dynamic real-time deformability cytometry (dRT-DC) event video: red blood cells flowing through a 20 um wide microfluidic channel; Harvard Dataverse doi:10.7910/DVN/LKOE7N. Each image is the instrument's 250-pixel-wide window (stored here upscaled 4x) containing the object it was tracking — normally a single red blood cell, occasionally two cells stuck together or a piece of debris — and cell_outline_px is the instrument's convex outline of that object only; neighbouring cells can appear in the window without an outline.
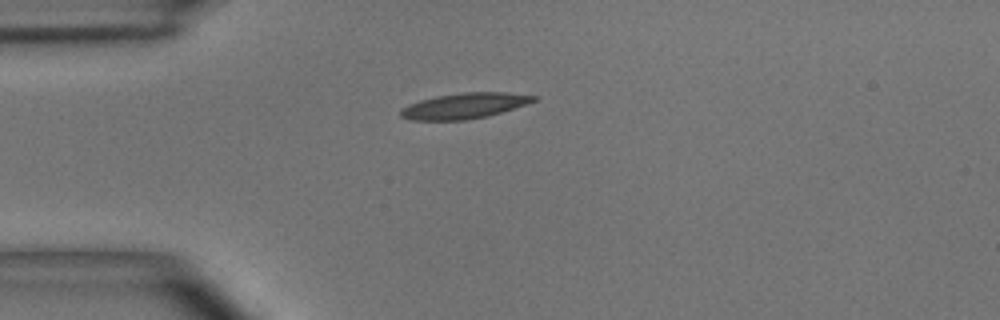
{"species": "common noctule bat (a hibernating species)", "species_latin": "Nyctalus noctula", "temperature_condition": "room temperature", "stored_images_in_passage": 39, "camera_frame_rate_fps": 3000, "um_per_image_px": 0.085, "animal": {"sex": "male", "body_mass_g": 15.6}, "frame": {"image": 1, "passage_image": 1, "time_ms": 0.0, "image_size_px": [1000, 320], "cell_outline_px": [[540, 96], [536, 100], [500, 112], [484, 116], [464, 120], [412, 120], [400, 116], [400, 108], [408, 104], [420, 100], [436, 96], [464, 92], [504, 92]], "centroid_in_image_um": [39.42, 8.98], "position_along_channel_um": 45.6, "area_um2": 19.59}}
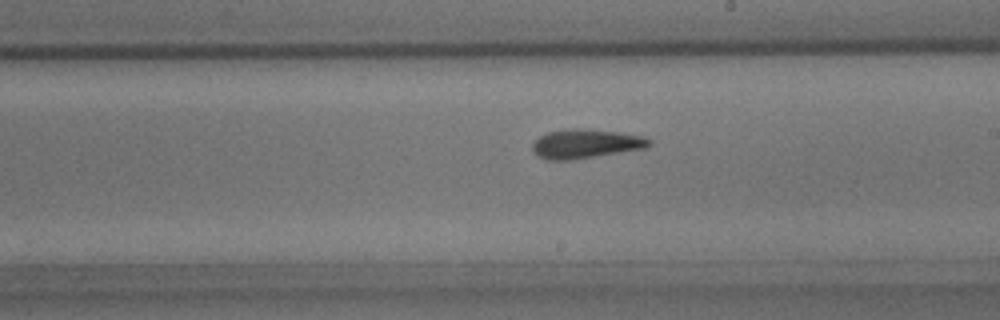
{"frame": {"image": 2, "passage_image": 17, "time_ms": 5.333, "image_size_px": [1000, 320], "cell_outline_px": [[652, 144], [648, 148], [568, 160], [548, 160], [536, 156], [532, 152], [532, 144], [540, 136], [548, 132], [564, 128], [576, 128], [624, 132], [644, 136], [652, 140]], "centroid_in_image_um": [49.8, 12.21], "position_along_channel_um": 239.2, "area_um2": 20.11}}
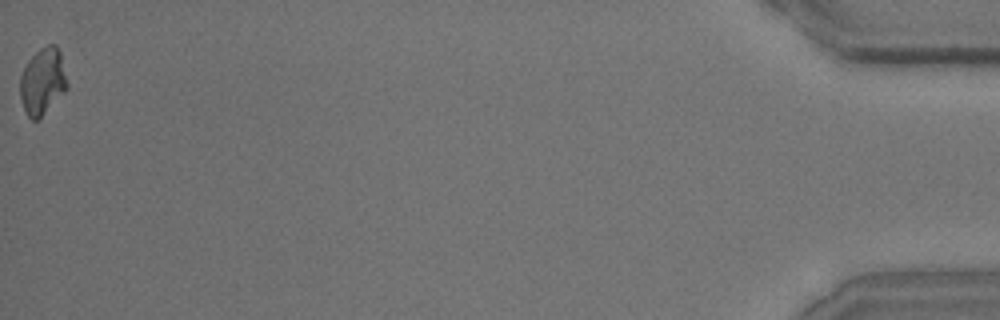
{"frame": {"image": 3, "passage_image": 39, "time_ms": 12.667, "image_size_px": [1000, 320], "cell_outline_px": [[68, 88], [36, 120], [32, 120], [28, 116], [24, 108], [20, 96], [20, 76], [28, 60], [40, 48], [48, 44], [56, 44], [60, 52], [68, 84]], "centroid_in_image_um": [3.62, 6.87], "position_along_channel_um": 431.6, "area_um2": 17.98}, "authors_computed_cell_mechanics": {"area_um2": 18.9006, "velocity_mm_per_s": 3.925, "shape_relaxation_time_tau1_ms": 10.0198, "shape_relaxation_time_tau2_ms": 3.3509, "deformation_change_tau1": 0.2562, "deformation_change_tau2": 0.1177}}